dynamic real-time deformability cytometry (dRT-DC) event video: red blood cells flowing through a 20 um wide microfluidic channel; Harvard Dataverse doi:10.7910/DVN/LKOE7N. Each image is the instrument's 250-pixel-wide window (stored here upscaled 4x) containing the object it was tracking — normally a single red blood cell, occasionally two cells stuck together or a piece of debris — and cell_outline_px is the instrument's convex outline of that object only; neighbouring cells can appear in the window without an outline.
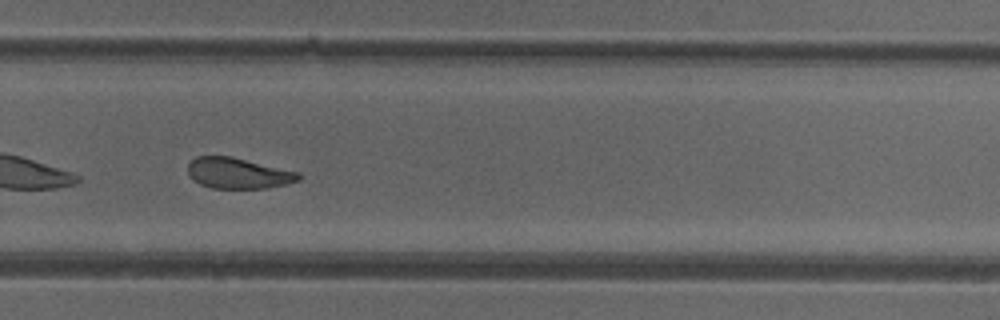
{"species": "common noctule bat (a hibernating species)", "species_latin": "Nyctalus noctula", "temperature_condition": "cold", "stored_images_in_passage": 29, "camera_frame_rate_fps": 3000, "um_per_image_px": 0.085, "animal": {"sex": "female"}, "frame": {"image": 1, "passage_image": 21, "time_ms": 6.667, "image_size_px": [1000, 320], "cell_outline_px": [[300, 180], [288, 184], [268, 188], [212, 188], [200, 184], [192, 180], [188, 172], [188, 164], [196, 156], [232, 156], [300, 172]], "centroid_in_image_um": [20.26, 14.72], "position_along_channel_um": 309.5, "area_um2": 20.06}, "authors_computed_cell_mechanics": {"area_um2": 20.9814, "velocity_mm_per_s": 3.9103, "shape_relaxation_time_tau1_ms": 6.1653, "shape_relaxation_time_tau2_ms": 3.8133, "deformation_change_tau1": 0.1346, "deformation_change_tau2": 0.1106}}